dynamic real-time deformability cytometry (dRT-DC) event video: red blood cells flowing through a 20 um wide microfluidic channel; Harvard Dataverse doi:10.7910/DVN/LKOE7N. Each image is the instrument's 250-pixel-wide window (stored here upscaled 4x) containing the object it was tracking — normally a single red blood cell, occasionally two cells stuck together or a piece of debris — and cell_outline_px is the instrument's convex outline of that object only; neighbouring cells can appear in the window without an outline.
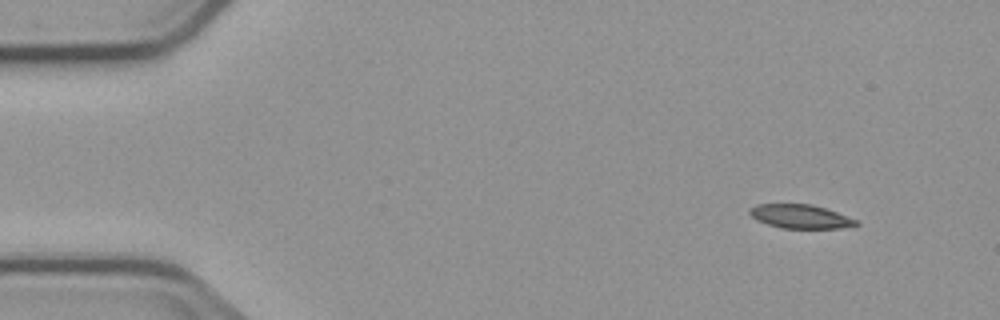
{"species": "common noctule bat (a hibernating species)", "species_latin": "Nyctalus noctula", "temperature_condition": "cold", "stored_images_in_passage": 4, "camera_frame_rate_fps": 3000, "um_per_image_px": 0.085, "animal": {"sex": "male", "body_mass_g": 23.1, "forearm_length_mm": 52.7}, "frame": {"image": 1, "passage_image": 1, "time_ms": 0.0, "image_size_px": [1000, 320], "cell_outline_px": [[860, 224], [840, 228], [780, 228], [756, 220], [748, 212], [748, 208], [756, 204], [812, 204], [860, 220]], "centroid_in_image_um": [68.03, 18.4], "position_along_channel_um": 17.0, "area_um2": 14.85}}
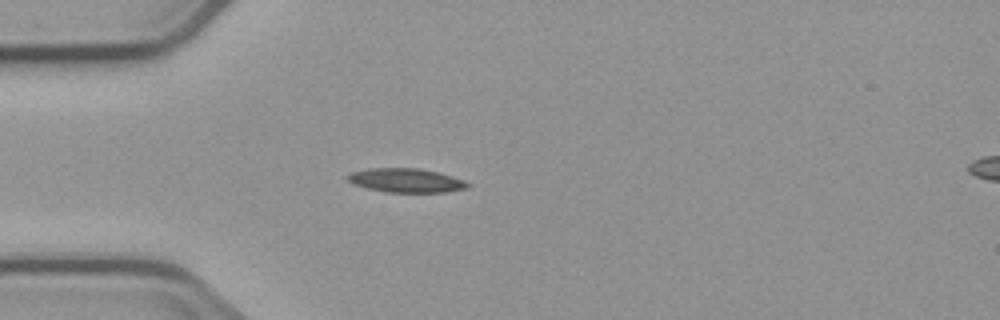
{"frame": {"image": 2, "passage_image": 4, "time_ms": 3.333, "image_size_px": [1000, 320], "cell_outline_px": [[472, 184], [468, 188], [444, 192], [384, 192], [352, 184], [344, 176], [348, 172], [368, 168], [416, 168], [436, 172], [452, 176], [464, 180]], "centroid_in_image_um": [34.46, 15.33], "position_along_channel_um": 50.5, "area_um2": 16.94}}